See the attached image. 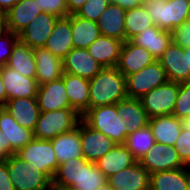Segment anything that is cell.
Here are the masks:
<instances>
[{
    "mask_svg": "<svg viewBox=\"0 0 190 190\" xmlns=\"http://www.w3.org/2000/svg\"><path fill=\"white\" fill-rule=\"evenodd\" d=\"M107 182L106 176L98 169L95 163L84 157L69 159L59 164L52 188L66 190H96Z\"/></svg>",
    "mask_w": 190,
    "mask_h": 190,
    "instance_id": "6da1fadb",
    "label": "cell"
},
{
    "mask_svg": "<svg viewBox=\"0 0 190 190\" xmlns=\"http://www.w3.org/2000/svg\"><path fill=\"white\" fill-rule=\"evenodd\" d=\"M89 109L117 104L128 97L125 76L116 67H104L89 80Z\"/></svg>",
    "mask_w": 190,
    "mask_h": 190,
    "instance_id": "7a4b0ae2",
    "label": "cell"
},
{
    "mask_svg": "<svg viewBox=\"0 0 190 190\" xmlns=\"http://www.w3.org/2000/svg\"><path fill=\"white\" fill-rule=\"evenodd\" d=\"M81 119L117 144L125 143L128 135L127 123L119 116L116 104L90 108L81 116Z\"/></svg>",
    "mask_w": 190,
    "mask_h": 190,
    "instance_id": "3957f363",
    "label": "cell"
},
{
    "mask_svg": "<svg viewBox=\"0 0 190 190\" xmlns=\"http://www.w3.org/2000/svg\"><path fill=\"white\" fill-rule=\"evenodd\" d=\"M189 2L190 0H144L143 5L154 25L171 32L188 21Z\"/></svg>",
    "mask_w": 190,
    "mask_h": 190,
    "instance_id": "277c9868",
    "label": "cell"
},
{
    "mask_svg": "<svg viewBox=\"0 0 190 190\" xmlns=\"http://www.w3.org/2000/svg\"><path fill=\"white\" fill-rule=\"evenodd\" d=\"M81 120V115L73 108L40 112L34 138L51 140L58 135L74 130Z\"/></svg>",
    "mask_w": 190,
    "mask_h": 190,
    "instance_id": "5b68a950",
    "label": "cell"
},
{
    "mask_svg": "<svg viewBox=\"0 0 190 190\" xmlns=\"http://www.w3.org/2000/svg\"><path fill=\"white\" fill-rule=\"evenodd\" d=\"M7 168L15 190H52V180L16 154L9 157Z\"/></svg>",
    "mask_w": 190,
    "mask_h": 190,
    "instance_id": "8992f818",
    "label": "cell"
},
{
    "mask_svg": "<svg viewBox=\"0 0 190 190\" xmlns=\"http://www.w3.org/2000/svg\"><path fill=\"white\" fill-rule=\"evenodd\" d=\"M179 88L180 83L168 81L140 98L149 119L157 116L172 115Z\"/></svg>",
    "mask_w": 190,
    "mask_h": 190,
    "instance_id": "52a82bcc",
    "label": "cell"
},
{
    "mask_svg": "<svg viewBox=\"0 0 190 190\" xmlns=\"http://www.w3.org/2000/svg\"><path fill=\"white\" fill-rule=\"evenodd\" d=\"M16 155L38 167L51 180L58 169V161L51 140L34 138L25 147L16 152Z\"/></svg>",
    "mask_w": 190,
    "mask_h": 190,
    "instance_id": "ba28073f",
    "label": "cell"
},
{
    "mask_svg": "<svg viewBox=\"0 0 190 190\" xmlns=\"http://www.w3.org/2000/svg\"><path fill=\"white\" fill-rule=\"evenodd\" d=\"M125 79L128 97L139 99L152 89L169 81L166 71L158 60L145 66L139 72L126 76Z\"/></svg>",
    "mask_w": 190,
    "mask_h": 190,
    "instance_id": "9c48e42d",
    "label": "cell"
},
{
    "mask_svg": "<svg viewBox=\"0 0 190 190\" xmlns=\"http://www.w3.org/2000/svg\"><path fill=\"white\" fill-rule=\"evenodd\" d=\"M138 162L150 174L185 167L174 146L157 142Z\"/></svg>",
    "mask_w": 190,
    "mask_h": 190,
    "instance_id": "30bf717a",
    "label": "cell"
},
{
    "mask_svg": "<svg viewBox=\"0 0 190 190\" xmlns=\"http://www.w3.org/2000/svg\"><path fill=\"white\" fill-rule=\"evenodd\" d=\"M80 140L83 157L89 162H97L117 143L100 131H97L80 120Z\"/></svg>",
    "mask_w": 190,
    "mask_h": 190,
    "instance_id": "8fae6325",
    "label": "cell"
},
{
    "mask_svg": "<svg viewBox=\"0 0 190 190\" xmlns=\"http://www.w3.org/2000/svg\"><path fill=\"white\" fill-rule=\"evenodd\" d=\"M158 61L166 71L169 81L190 82L188 54H185V49L181 46L172 42Z\"/></svg>",
    "mask_w": 190,
    "mask_h": 190,
    "instance_id": "7c38bea8",
    "label": "cell"
},
{
    "mask_svg": "<svg viewBox=\"0 0 190 190\" xmlns=\"http://www.w3.org/2000/svg\"><path fill=\"white\" fill-rule=\"evenodd\" d=\"M0 76L6 90V102L15 98H36L39 84L36 79L20 75L7 66L0 68Z\"/></svg>",
    "mask_w": 190,
    "mask_h": 190,
    "instance_id": "4fadbf2b",
    "label": "cell"
},
{
    "mask_svg": "<svg viewBox=\"0 0 190 190\" xmlns=\"http://www.w3.org/2000/svg\"><path fill=\"white\" fill-rule=\"evenodd\" d=\"M57 20L58 17L43 12L39 16H36L28 26L18 34V39L32 49L44 47Z\"/></svg>",
    "mask_w": 190,
    "mask_h": 190,
    "instance_id": "5bb4252c",
    "label": "cell"
},
{
    "mask_svg": "<svg viewBox=\"0 0 190 190\" xmlns=\"http://www.w3.org/2000/svg\"><path fill=\"white\" fill-rule=\"evenodd\" d=\"M156 59L145 48L133 44L130 40L123 42L116 68L126 77L139 72Z\"/></svg>",
    "mask_w": 190,
    "mask_h": 190,
    "instance_id": "9a60e30c",
    "label": "cell"
},
{
    "mask_svg": "<svg viewBox=\"0 0 190 190\" xmlns=\"http://www.w3.org/2000/svg\"><path fill=\"white\" fill-rule=\"evenodd\" d=\"M42 13L36 1L20 0L3 15L4 29L19 34L36 16Z\"/></svg>",
    "mask_w": 190,
    "mask_h": 190,
    "instance_id": "2e32d148",
    "label": "cell"
},
{
    "mask_svg": "<svg viewBox=\"0 0 190 190\" xmlns=\"http://www.w3.org/2000/svg\"><path fill=\"white\" fill-rule=\"evenodd\" d=\"M103 67L89 54L87 49L73 48L63 59V72L85 79H92Z\"/></svg>",
    "mask_w": 190,
    "mask_h": 190,
    "instance_id": "e0dca14e",
    "label": "cell"
},
{
    "mask_svg": "<svg viewBox=\"0 0 190 190\" xmlns=\"http://www.w3.org/2000/svg\"><path fill=\"white\" fill-rule=\"evenodd\" d=\"M36 98L40 112L71 108L62 77L39 85Z\"/></svg>",
    "mask_w": 190,
    "mask_h": 190,
    "instance_id": "ac0fdd59",
    "label": "cell"
},
{
    "mask_svg": "<svg viewBox=\"0 0 190 190\" xmlns=\"http://www.w3.org/2000/svg\"><path fill=\"white\" fill-rule=\"evenodd\" d=\"M114 190H149L150 173L137 161L107 179Z\"/></svg>",
    "mask_w": 190,
    "mask_h": 190,
    "instance_id": "d6986e66",
    "label": "cell"
},
{
    "mask_svg": "<svg viewBox=\"0 0 190 190\" xmlns=\"http://www.w3.org/2000/svg\"><path fill=\"white\" fill-rule=\"evenodd\" d=\"M44 47L62 60L74 48L71 15L58 18Z\"/></svg>",
    "mask_w": 190,
    "mask_h": 190,
    "instance_id": "ffe728a7",
    "label": "cell"
},
{
    "mask_svg": "<svg viewBox=\"0 0 190 190\" xmlns=\"http://www.w3.org/2000/svg\"><path fill=\"white\" fill-rule=\"evenodd\" d=\"M0 131L12 147V155L34 139L33 131L18 124L4 107L0 110Z\"/></svg>",
    "mask_w": 190,
    "mask_h": 190,
    "instance_id": "44dd1931",
    "label": "cell"
},
{
    "mask_svg": "<svg viewBox=\"0 0 190 190\" xmlns=\"http://www.w3.org/2000/svg\"><path fill=\"white\" fill-rule=\"evenodd\" d=\"M130 41L137 46L145 48L156 60H159L167 47L172 43V33L154 25L138 33Z\"/></svg>",
    "mask_w": 190,
    "mask_h": 190,
    "instance_id": "7402d4cb",
    "label": "cell"
},
{
    "mask_svg": "<svg viewBox=\"0 0 190 190\" xmlns=\"http://www.w3.org/2000/svg\"><path fill=\"white\" fill-rule=\"evenodd\" d=\"M37 67L36 80L39 85L59 79L63 75V60L45 47L34 48Z\"/></svg>",
    "mask_w": 190,
    "mask_h": 190,
    "instance_id": "603a6c76",
    "label": "cell"
},
{
    "mask_svg": "<svg viewBox=\"0 0 190 190\" xmlns=\"http://www.w3.org/2000/svg\"><path fill=\"white\" fill-rule=\"evenodd\" d=\"M62 78L71 108L82 116L89 109V80L64 72Z\"/></svg>",
    "mask_w": 190,
    "mask_h": 190,
    "instance_id": "cb8c5ba5",
    "label": "cell"
},
{
    "mask_svg": "<svg viewBox=\"0 0 190 190\" xmlns=\"http://www.w3.org/2000/svg\"><path fill=\"white\" fill-rule=\"evenodd\" d=\"M4 108L8 110L18 124L34 131L40 115L37 98L10 99L7 100Z\"/></svg>",
    "mask_w": 190,
    "mask_h": 190,
    "instance_id": "d4e9b609",
    "label": "cell"
},
{
    "mask_svg": "<svg viewBox=\"0 0 190 190\" xmlns=\"http://www.w3.org/2000/svg\"><path fill=\"white\" fill-rule=\"evenodd\" d=\"M136 162L137 160L124 144H116L95 164L108 179L119 171L134 165Z\"/></svg>",
    "mask_w": 190,
    "mask_h": 190,
    "instance_id": "484cf974",
    "label": "cell"
},
{
    "mask_svg": "<svg viewBox=\"0 0 190 190\" xmlns=\"http://www.w3.org/2000/svg\"><path fill=\"white\" fill-rule=\"evenodd\" d=\"M125 13L123 8L111 2L97 21L100 34L125 42Z\"/></svg>",
    "mask_w": 190,
    "mask_h": 190,
    "instance_id": "4316f807",
    "label": "cell"
},
{
    "mask_svg": "<svg viewBox=\"0 0 190 190\" xmlns=\"http://www.w3.org/2000/svg\"><path fill=\"white\" fill-rule=\"evenodd\" d=\"M123 41L100 35L88 48L89 54L104 68L116 67Z\"/></svg>",
    "mask_w": 190,
    "mask_h": 190,
    "instance_id": "83f0119b",
    "label": "cell"
},
{
    "mask_svg": "<svg viewBox=\"0 0 190 190\" xmlns=\"http://www.w3.org/2000/svg\"><path fill=\"white\" fill-rule=\"evenodd\" d=\"M190 167L150 174L149 190H187Z\"/></svg>",
    "mask_w": 190,
    "mask_h": 190,
    "instance_id": "f1b7e54d",
    "label": "cell"
},
{
    "mask_svg": "<svg viewBox=\"0 0 190 190\" xmlns=\"http://www.w3.org/2000/svg\"><path fill=\"white\" fill-rule=\"evenodd\" d=\"M51 142L58 164H62L72 158L78 159L83 157L80 140V122L74 130L56 136L51 139Z\"/></svg>",
    "mask_w": 190,
    "mask_h": 190,
    "instance_id": "f546056e",
    "label": "cell"
},
{
    "mask_svg": "<svg viewBox=\"0 0 190 190\" xmlns=\"http://www.w3.org/2000/svg\"><path fill=\"white\" fill-rule=\"evenodd\" d=\"M150 129L155 141L164 145L174 146L182 130L181 119L174 115H163L149 119Z\"/></svg>",
    "mask_w": 190,
    "mask_h": 190,
    "instance_id": "4dcf8cb0",
    "label": "cell"
},
{
    "mask_svg": "<svg viewBox=\"0 0 190 190\" xmlns=\"http://www.w3.org/2000/svg\"><path fill=\"white\" fill-rule=\"evenodd\" d=\"M122 120L125 119L128 134L142 129L149 124V117L139 98L126 97L116 104Z\"/></svg>",
    "mask_w": 190,
    "mask_h": 190,
    "instance_id": "1f68e13d",
    "label": "cell"
},
{
    "mask_svg": "<svg viewBox=\"0 0 190 190\" xmlns=\"http://www.w3.org/2000/svg\"><path fill=\"white\" fill-rule=\"evenodd\" d=\"M7 67L16 70L20 75L36 79L37 67L34 51L19 39L12 48Z\"/></svg>",
    "mask_w": 190,
    "mask_h": 190,
    "instance_id": "d6a6232c",
    "label": "cell"
},
{
    "mask_svg": "<svg viewBox=\"0 0 190 190\" xmlns=\"http://www.w3.org/2000/svg\"><path fill=\"white\" fill-rule=\"evenodd\" d=\"M74 48L87 49L101 34L97 22L71 15Z\"/></svg>",
    "mask_w": 190,
    "mask_h": 190,
    "instance_id": "836d02e7",
    "label": "cell"
},
{
    "mask_svg": "<svg viewBox=\"0 0 190 190\" xmlns=\"http://www.w3.org/2000/svg\"><path fill=\"white\" fill-rule=\"evenodd\" d=\"M155 143L154 135L152 134L150 126L147 125L142 129L129 133L124 145L135 159L139 161Z\"/></svg>",
    "mask_w": 190,
    "mask_h": 190,
    "instance_id": "e575fe53",
    "label": "cell"
},
{
    "mask_svg": "<svg viewBox=\"0 0 190 190\" xmlns=\"http://www.w3.org/2000/svg\"><path fill=\"white\" fill-rule=\"evenodd\" d=\"M154 26L152 18L148 15L144 5L126 10L125 13V31L126 41L133 38L147 28Z\"/></svg>",
    "mask_w": 190,
    "mask_h": 190,
    "instance_id": "d590c367",
    "label": "cell"
},
{
    "mask_svg": "<svg viewBox=\"0 0 190 190\" xmlns=\"http://www.w3.org/2000/svg\"><path fill=\"white\" fill-rule=\"evenodd\" d=\"M110 3L111 0H87L76 14L84 19L97 22Z\"/></svg>",
    "mask_w": 190,
    "mask_h": 190,
    "instance_id": "8d00e7d4",
    "label": "cell"
},
{
    "mask_svg": "<svg viewBox=\"0 0 190 190\" xmlns=\"http://www.w3.org/2000/svg\"><path fill=\"white\" fill-rule=\"evenodd\" d=\"M172 115L179 119L190 115V82L180 83L179 93Z\"/></svg>",
    "mask_w": 190,
    "mask_h": 190,
    "instance_id": "74e56055",
    "label": "cell"
},
{
    "mask_svg": "<svg viewBox=\"0 0 190 190\" xmlns=\"http://www.w3.org/2000/svg\"><path fill=\"white\" fill-rule=\"evenodd\" d=\"M18 40V34L5 29L0 33V68L7 65L12 48Z\"/></svg>",
    "mask_w": 190,
    "mask_h": 190,
    "instance_id": "f35d334b",
    "label": "cell"
},
{
    "mask_svg": "<svg viewBox=\"0 0 190 190\" xmlns=\"http://www.w3.org/2000/svg\"><path fill=\"white\" fill-rule=\"evenodd\" d=\"M174 148L182 163L190 167V130L182 128L176 139Z\"/></svg>",
    "mask_w": 190,
    "mask_h": 190,
    "instance_id": "ab89813d",
    "label": "cell"
},
{
    "mask_svg": "<svg viewBox=\"0 0 190 190\" xmlns=\"http://www.w3.org/2000/svg\"><path fill=\"white\" fill-rule=\"evenodd\" d=\"M42 12L52 14L58 18L68 16L66 0H34Z\"/></svg>",
    "mask_w": 190,
    "mask_h": 190,
    "instance_id": "60d3db41",
    "label": "cell"
},
{
    "mask_svg": "<svg viewBox=\"0 0 190 190\" xmlns=\"http://www.w3.org/2000/svg\"><path fill=\"white\" fill-rule=\"evenodd\" d=\"M171 33L174 44L181 46L183 49L190 48V21L174 28Z\"/></svg>",
    "mask_w": 190,
    "mask_h": 190,
    "instance_id": "b9f144b4",
    "label": "cell"
},
{
    "mask_svg": "<svg viewBox=\"0 0 190 190\" xmlns=\"http://www.w3.org/2000/svg\"><path fill=\"white\" fill-rule=\"evenodd\" d=\"M11 182L7 162L0 163V190H15Z\"/></svg>",
    "mask_w": 190,
    "mask_h": 190,
    "instance_id": "7bdbcfd3",
    "label": "cell"
},
{
    "mask_svg": "<svg viewBox=\"0 0 190 190\" xmlns=\"http://www.w3.org/2000/svg\"><path fill=\"white\" fill-rule=\"evenodd\" d=\"M12 155V147L9 142H6L4 132L0 131V163L7 162Z\"/></svg>",
    "mask_w": 190,
    "mask_h": 190,
    "instance_id": "ee69618b",
    "label": "cell"
},
{
    "mask_svg": "<svg viewBox=\"0 0 190 190\" xmlns=\"http://www.w3.org/2000/svg\"><path fill=\"white\" fill-rule=\"evenodd\" d=\"M111 2L120 6L126 11L143 5L144 0H111Z\"/></svg>",
    "mask_w": 190,
    "mask_h": 190,
    "instance_id": "f6af8a7d",
    "label": "cell"
},
{
    "mask_svg": "<svg viewBox=\"0 0 190 190\" xmlns=\"http://www.w3.org/2000/svg\"><path fill=\"white\" fill-rule=\"evenodd\" d=\"M87 0H66L68 7V15L76 14L80 11Z\"/></svg>",
    "mask_w": 190,
    "mask_h": 190,
    "instance_id": "bcb514c9",
    "label": "cell"
},
{
    "mask_svg": "<svg viewBox=\"0 0 190 190\" xmlns=\"http://www.w3.org/2000/svg\"><path fill=\"white\" fill-rule=\"evenodd\" d=\"M20 0H0V15H4L9 9L15 6Z\"/></svg>",
    "mask_w": 190,
    "mask_h": 190,
    "instance_id": "7dc6e473",
    "label": "cell"
},
{
    "mask_svg": "<svg viewBox=\"0 0 190 190\" xmlns=\"http://www.w3.org/2000/svg\"><path fill=\"white\" fill-rule=\"evenodd\" d=\"M0 104L4 107L6 104V90L2 78L0 76Z\"/></svg>",
    "mask_w": 190,
    "mask_h": 190,
    "instance_id": "c3c4849f",
    "label": "cell"
},
{
    "mask_svg": "<svg viewBox=\"0 0 190 190\" xmlns=\"http://www.w3.org/2000/svg\"><path fill=\"white\" fill-rule=\"evenodd\" d=\"M182 128L190 130V115L181 119Z\"/></svg>",
    "mask_w": 190,
    "mask_h": 190,
    "instance_id": "681fc988",
    "label": "cell"
},
{
    "mask_svg": "<svg viewBox=\"0 0 190 190\" xmlns=\"http://www.w3.org/2000/svg\"><path fill=\"white\" fill-rule=\"evenodd\" d=\"M96 190H114L108 182L97 188Z\"/></svg>",
    "mask_w": 190,
    "mask_h": 190,
    "instance_id": "f907efd6",
    "label": "cell"
},
{
    "mask_svg": "<svg viewBox=\"0 0 190 190\" xmlns=\"http://www.w3.org/2000/svg\"><path fill=\"white\" fill-rule=\"evenodd\" d=\"M185 54H188L189 67H190V48L185 49Z\"/></svg>",
    "mask_w": 190,
    "mask_h": 190,
    "instance_id": "816d5d0a",
    "label": "cell"
},
{
    "mask_svg": "<svg viewBox=\"0 0 190 190\" xmlns=\"http://www.w3.org/2000/svg\"><path fill=\"white\" fill-rule=\"evenodd\" d=\"M4 29L3 19H0V33Z\"/></svg>",
    "mask_w": 190,
    "mask_h": 190,
    "instance_id": "f5cc1de1",
    "label": "cell"
},
{
    "mask_svg": "<svg viewBox=\"0 0 190 190\" xmlns=\"http://www.w3.org/2000/svg\"><path fill=\"white\" fill-rule=\"evenodd\" d=\"M188 21H190V2H189V10H188Z\"/></svg>",
    "mask_w": 190,
    "mask_h": 190,
    "instance_id": "db71d44e",
    "label": "cell"
},
{
    "mask_svg": "<svg viewBox=\"0 0 190 190\" xmlns=\"http://www.w3.org/2000/svg\"><path fill=\"white\" fill-rule=\"evenodd\" d=\"M187 190H190V177H189V181H188V189Z\"/></svg>",
    "mask_w": 190,
    "mask_h": 190,
    "instance_id": "11a10c76",
    "label": "cell"
},
{
    "mask_svg": "<svg viewBox=\"0 0 190 190\" xmlns=\"http://www.w3.org/2000/svg\"><path fill=\"white\" fill-rule=\"evenodd\" d=\"M52 190H66V189L52 188Z\"/></svg>",
    "mask_w": 190,
    "mask_h": 190,
    "instance_id": "9f6ffc18",
    "label": "cell"
}]
</instances>
